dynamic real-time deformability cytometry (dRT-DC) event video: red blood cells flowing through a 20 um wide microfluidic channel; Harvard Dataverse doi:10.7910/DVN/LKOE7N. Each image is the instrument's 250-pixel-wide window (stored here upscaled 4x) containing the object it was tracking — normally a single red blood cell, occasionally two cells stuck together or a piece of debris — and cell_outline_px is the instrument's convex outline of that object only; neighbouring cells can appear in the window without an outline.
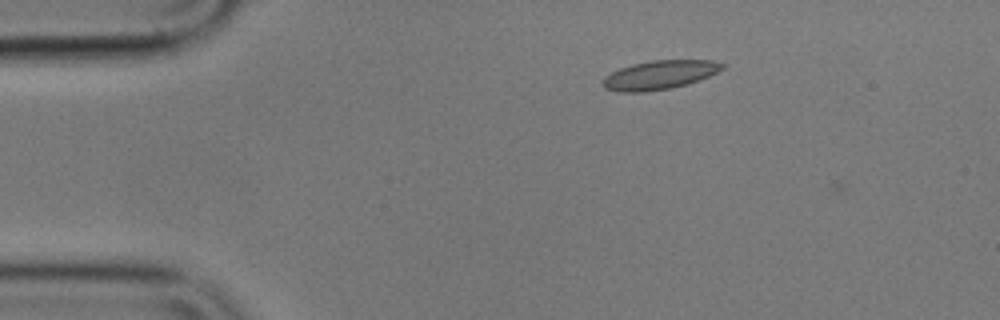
{"species": "common noctule bat (a hibernating species)", "species_latin": "Nyctalus noctula", "temperature_condition": "cold", "stored_images_in_passage": 3, "camera_frame_rate_fps": 3000, "um_per_image_px": 0.085, "animal": {"sex": "male", "body_mass_g": 17.9}, "frame": {"image": 1, "passage_image": 2, "time_ms": 0.333, "image_size_px": [1000, 320], "cell_outline_px": [[724, 68], [708, 76], [688, 84], [672, 88], [644, 92], [620, 92], [604, 88], [600, 84], [604, 76], [620, 68], [632, 64], [652, 60], [712, 60], [724, 64]], "centroid_in_image_um": [56.02, 6.37], "position_along_channel_um": 29.0, "area_um2": 20.17}}